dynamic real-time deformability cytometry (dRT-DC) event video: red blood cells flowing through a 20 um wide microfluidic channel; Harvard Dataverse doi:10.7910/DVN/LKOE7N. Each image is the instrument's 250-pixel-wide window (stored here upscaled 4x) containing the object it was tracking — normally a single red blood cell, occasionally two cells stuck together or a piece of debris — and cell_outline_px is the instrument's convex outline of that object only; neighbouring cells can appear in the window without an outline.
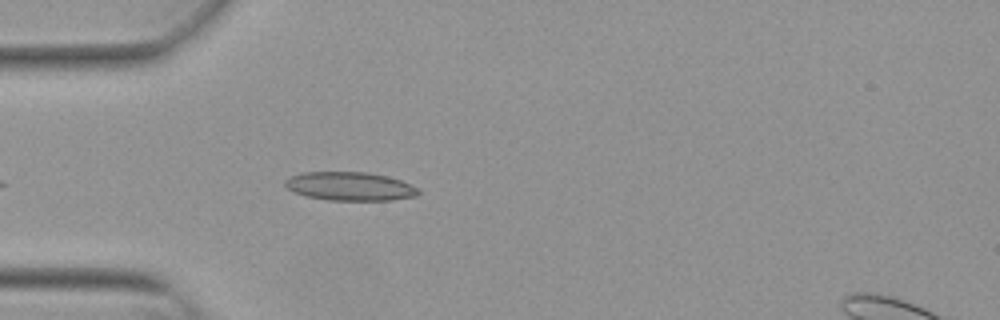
{"species": "Egyptian fruit bat (a non-hibernating species)", "species_latin": "Rousettus aegyptiacus", "temperature_condition": "warm", "stored_images_in_passage": 38, "camera_frame_rate_fps": 3000, "um_per_image_px": 0.085, "animal": {"sex": "female"}, "frame": {"image": 1, "passage_image": 3, "time_ms": 0.667, "image_size_px": [1000, 320], "cell_outline_px": [[420, 192], [416, 196], [392, 200], [328, 200], [308, 196], [296, 192], [288, 188], [284, 184], [284, 180], [292, 176], [304, 172], [368, 172], [388, 176], [400, 180], [416, 188]], "centroid_in_image_um": [29.75, 15.83], "position_along_channel_um": 55.3, "area_um2": 21.96}}
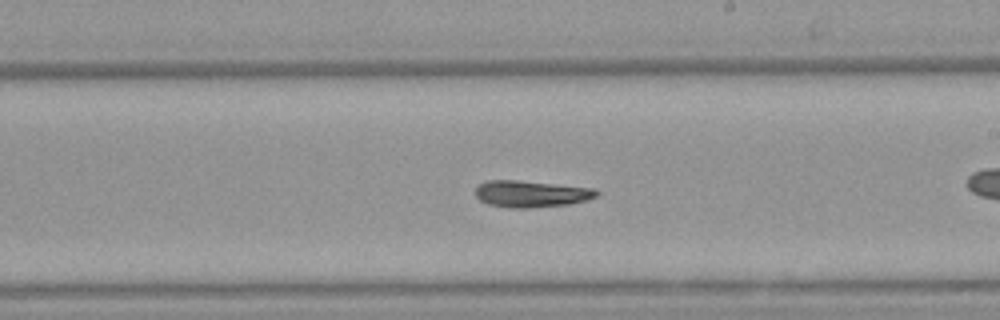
{"frame": {"image": 2, "passage_image": 15, "time_ms": 4.667, "image_size_px": [1000, 320], "cell_outline_px": [[600, 192], [596, 196], [588, 200], [568, 204], [532, 208], [508, 208], [488, 204], [480, 200], [476, 196], [476, 184], [488, 180], [516, 180], [596, 188]], "centroid_in_image_um": [45.14, 16.48], "position_along_channel_um": 243.9, "area_um2": 19.02}}
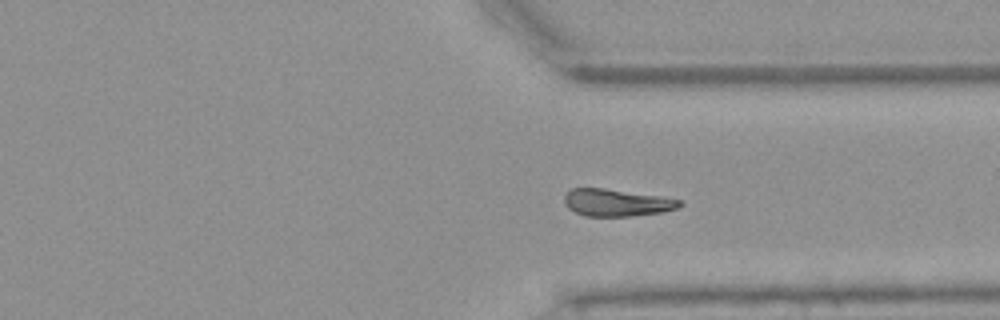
{"frame": {"image": 3, "passage_image": 24, "time_ms": 7.667, "image_size_px": [1000, 320], "cell_outline_px": [[684, 204], [676, 208], [664, 212], [628, 216], [584, 216], [568, 208], [564, 200], [564, 196], [572, 188], [604, 188], [660, 196], [684, 200]], "centroid_in_image_um": [52.45, 17.22], "position_along_channel_um": 359.0, "area_um2": 18.26}, "authors_computed_cell_mechanics": {"area_um2": 18.5827, "velocity_mm_per_s": 3.8215, "shape_relaxation_time_tau1_ms": 4.5099, "shape_relaxation_time_tau2_ms": 8.8955, "deformation_change_tau1": 0.1476, "deformation_change_tau2": 0.2097}}